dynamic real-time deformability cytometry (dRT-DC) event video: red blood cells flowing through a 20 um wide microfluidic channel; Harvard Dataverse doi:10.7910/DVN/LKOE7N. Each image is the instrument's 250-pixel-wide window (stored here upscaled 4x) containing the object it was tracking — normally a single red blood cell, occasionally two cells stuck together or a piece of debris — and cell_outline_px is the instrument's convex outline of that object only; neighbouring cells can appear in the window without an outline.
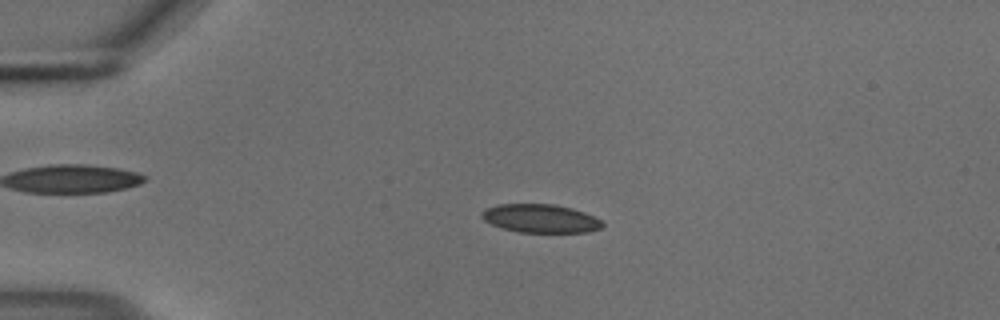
{"species": "common noctule bat (a hibernating species)", "species_latin": "Nyctalus noctula", "temperature_condition": "cold", "stored_images_in_passage": 38, "camera_frame_rate_fps": 3000, "um_per_image_px": 0.085, "animal": {"sex": "male", "body_mass_g": 18.8}, "frame": {"image": 1, "passage_image": 13, "time_ms": 4.0, "image_size_px": [1000, 320], "cell_outline_px": [[604, 224], [600, 228], [588, 232], [516, 232], [500, 228], [484, 220], [480, 216], [480, 212], [484, 208], [496, 204], [556, 204], [572, 208], [584, 212], [600, 220]], "centroid_in_image_um": [45.87, 18.56], "position_along_channel_um": 39.1, "area_um2": 20.17}}
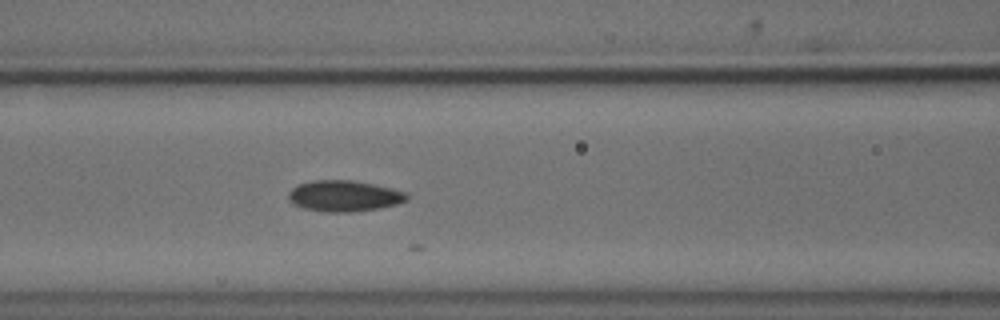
{"frame": {"image": 2, "passage_image": 24, "time_ms": 7.667, "image_size_px": [1000, 320], "cell_outline_px": [[408, 200], [396, 204], [376, 208], [348, 212], [324, 212], [304, 208], [292, 204], [288, 200], [288, 192], [296, 184], [312, 180], [352, 180], [392, 188], [408, 192]], "centroid_in_image_um": [29.21, 16.64], "position_along_channel_um": 137.4, "area_um2": 21.5}}
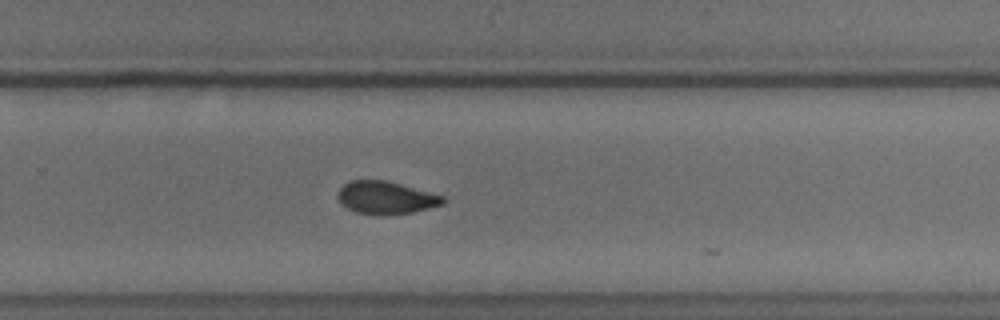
{"frame": {"image": 3, "passage_image": 37, "time_ms": 12.0, "image_size_px": [1000, 320], "cell_outline_px": [[448, 200], [444, 204], [412, 212], [384, 216], [376, 216], [356, 212], [340, 204], [340, 188], [348, 180], [384, 180], [444, 196]], "centroid_in_image_um": [32.81, 16.82], "position_along_channel_um": 297.0, "area_um2": 20.0}}